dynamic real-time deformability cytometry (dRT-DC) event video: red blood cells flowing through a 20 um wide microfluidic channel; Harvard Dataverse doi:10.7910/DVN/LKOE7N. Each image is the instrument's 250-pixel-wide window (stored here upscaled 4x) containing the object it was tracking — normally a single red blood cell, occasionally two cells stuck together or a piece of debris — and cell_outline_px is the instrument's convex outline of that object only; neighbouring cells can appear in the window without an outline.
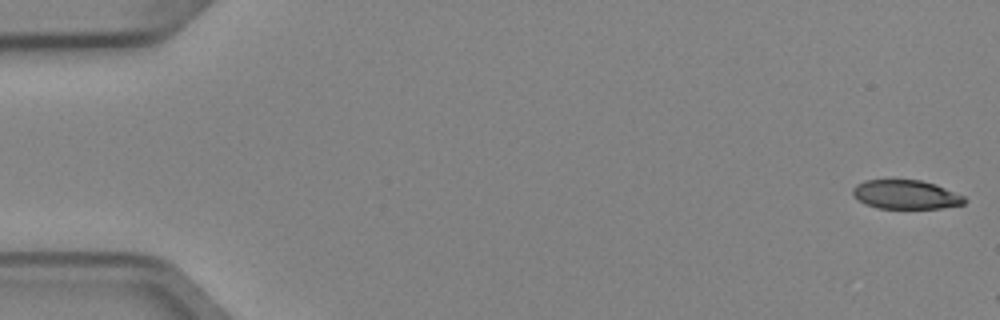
{"species": "Egyptian fruit bat (a non-hibernating species)", "species_latin": "Rousettus aegyptiacus", "temperature_condition": "cold", "stored_images_in_passage": 5, "segment_of_instrument_passage": [1, 2], "camera_frame_rate_fps": 3000, "um_per_image_px": 0.085, "animal": {"sex": "female"}, "frame": {"image": 1, "passage_image": 1, "time_ms": 0.0, "image_size_px": [1000, 320], "cell_outline_px": [[968, 200], [964, 204], [940, 208], [880, 208], [864, 204], [852, 192], [852, 188], [856, 184], [864, 180], [920, 180], [936, 184], [964, 196]], "centroid_in_image_um": [77.01, 16.53], "position_along_channel_um": 8.0, "area_um2": 18.79}}
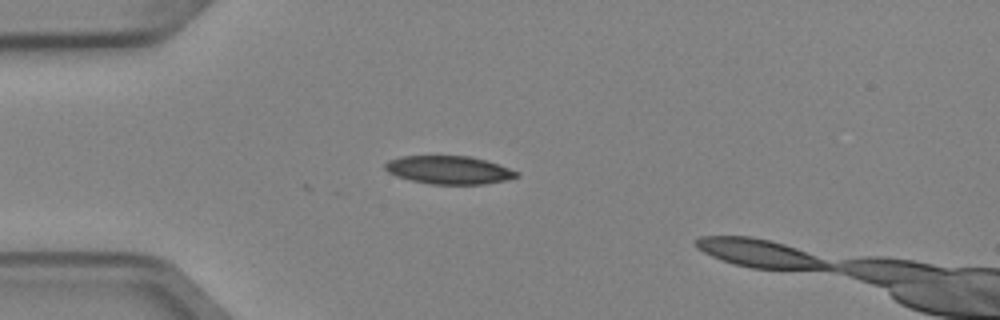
{"frame": {"image": 2, "passage_image": 4, "time_ms": 1.0, "image_size_px": [1000, 320], "cell_outline_px": [[520, 176], [508, 180], [484, 184], [432, 184], [412, 180], [396, 176], [388, 172], [384, 168], [384, 164], [388, 160], [400, 156], [472, 156], [488, 160], [500, 164], [520, 172]], "centroid_in_image_um": [38.21, 14.44], "position_along_channel_um": 46.8, "area_um2": 21.85}}